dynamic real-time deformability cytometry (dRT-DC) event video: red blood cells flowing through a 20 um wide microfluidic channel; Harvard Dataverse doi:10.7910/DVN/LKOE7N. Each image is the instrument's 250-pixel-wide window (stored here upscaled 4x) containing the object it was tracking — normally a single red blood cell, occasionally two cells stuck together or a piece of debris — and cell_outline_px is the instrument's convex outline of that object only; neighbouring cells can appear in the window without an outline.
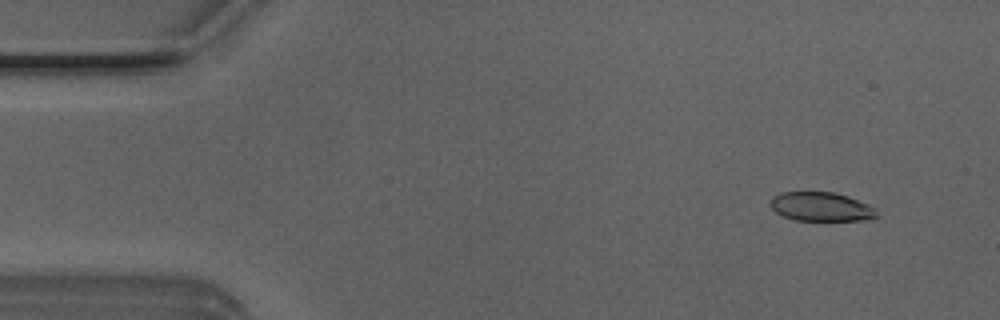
{"species": "Egyptian fruit bat (a non-hibernating species)", "species_latin": "Rousettus aegyptiacus", "temperature_condition": "room temperature", "stored_images_in_passage": 43, "camera_frame_rate_fps": 3000, "um_per_image_px": 0.085, "animal": {"sex": "male"}, "frame": {"image": 1, "passage_image": 5, "time_ms": 1.333, "image_size_px": [1000, 320], "cell_outline_px": [[880, 216], [860, 220], [796, 220], [780, 216], [768, 204], [772, 196], [780, 192], [832, 192], [848, 196], [868, 204]], "centroid_in_image_um": [69.72, 17.56], "position_along_channel_um": 15.3, "area_um2": 17.98}}
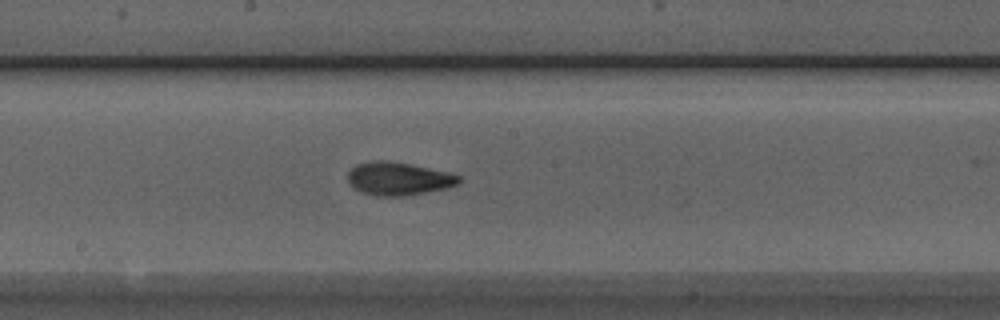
{"frame": {"image": 2, "passage_image": 28, "time_ms": 9.0, "image_size_px": [1000, 320], "cell_outline_px": [[460, 184], [448, 188], [400, 196], [376, 196], [364, 192], [348, 184], [348, 172], [356, 164], [372, 160], [384, 160], [408, 164], [448, 172], [460, 176]], "centroid_in_image_um": [33.86, 15.18], "position_along_channel_um": 214.3, "area_um2": 21.21}}
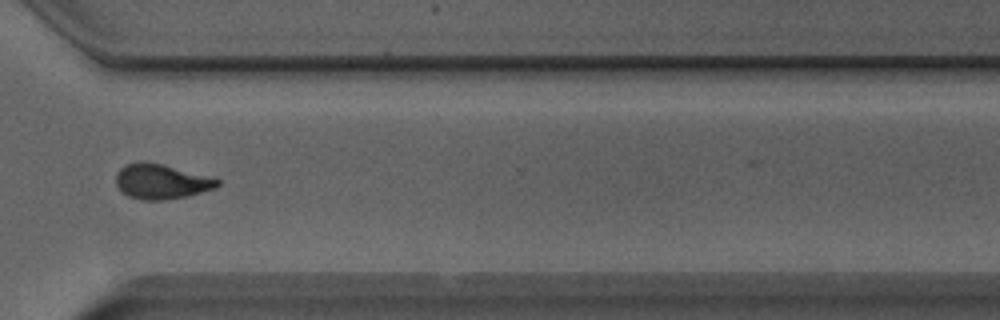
{"frame": {"image": 3, "passage_image": 39, "time_ms": 12.667, "image_size_px": [1000, 320], "cell_outline_px": [[220, 184], [216, 188], [188, 196], [164, 200], [144, 200], [128, 196], [116, 184], [116, 172], [124, 164], [140, 160], [144, 160], [216, 176], [220, 180]], "centroid_in_image_um": [13.76, 15.4], "position_along_channel_um": 356.8, "area_um2": 21.21}}